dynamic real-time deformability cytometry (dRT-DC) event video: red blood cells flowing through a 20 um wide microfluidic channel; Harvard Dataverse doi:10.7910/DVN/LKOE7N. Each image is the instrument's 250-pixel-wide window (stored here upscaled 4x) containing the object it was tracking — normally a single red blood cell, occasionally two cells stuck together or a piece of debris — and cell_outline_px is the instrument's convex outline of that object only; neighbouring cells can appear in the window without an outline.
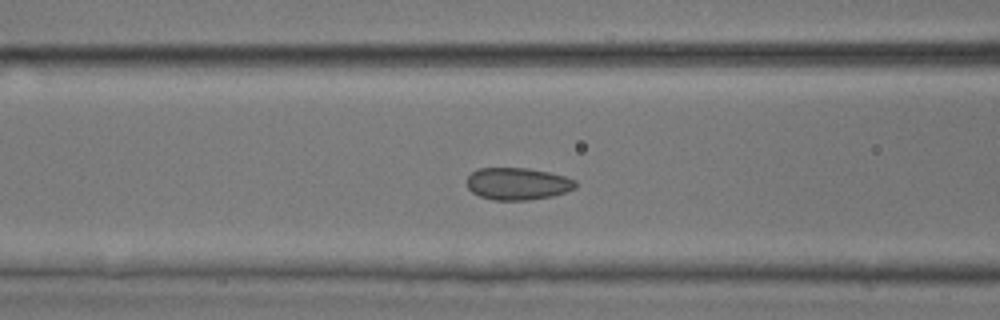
{"species": "common noctule bat (a hibernating species)", "species_latin": "Nyctalus noctula", "temperature_condition": "room temperature", "stored_images_in_passage": 49, "camera_frame_rate_fps": 3000, "um_per_image_px": 0.085, "animal": {"sex": "male", "body_mass_g": 17.9, "forearm_length_mm": 54.2}, "frame": {"image": 1, "passage_image": 20, "time_ms": 6.333, "image_size_px": [1000, 320], "cell_outline_px": [[576, 188], [552, 196], [528, 200], [492, 200], [480, 196], [472, 192], [468, 188], [468, 176], [476, 168], [528, 168], [548, 172], [564, 176], [576, 180]], "centroid_in_image_um": [43.99, 15.62], "position_along_channel_um": 122.6, "area_um2": 20.35}}
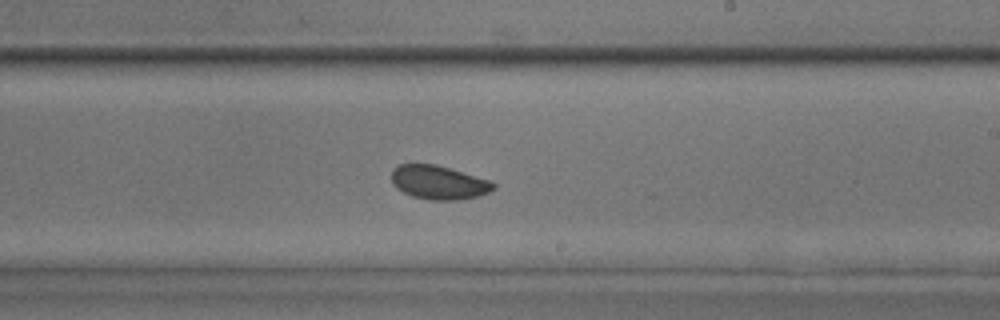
{"frame": {"image": 2, "passage_image": 29, "time_ms": 9.333, "image_size_px": [1000, 320], "cell_outline_px": [[496, 188], [488, 192], [476, 196], [456, 200], [428, 200], [412, 196], [396, 188], [392, 184], [392, 168], [400, 164], [436, 164], [492, 180], [496, 184]], "centroid_in_image_um": [37.29, 15.5], "position_along_channel_um": 251.7, "area_um2": 20.23}}
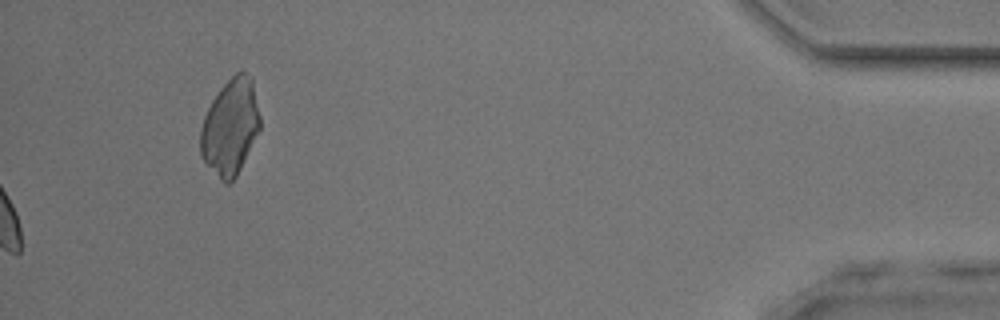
{"frame": {"image": 3, "passage_image": 49, "time_ms": 16.0, "image_size_px": [1000, 320], "cell_outline_px": [[260, 128], [236, 176], [228, 184], [224, 184], [220, 180], [204, 160], [200, 152], [200, 128], [204, 116], [212, 100], [220, 88], [236, 72], [244, 72], [252, 76], [260, 116]], "centroid_in_image_um": [19.57, 10.77], "position_along_channel_um": 415.6, "area_um2": 33.06}}